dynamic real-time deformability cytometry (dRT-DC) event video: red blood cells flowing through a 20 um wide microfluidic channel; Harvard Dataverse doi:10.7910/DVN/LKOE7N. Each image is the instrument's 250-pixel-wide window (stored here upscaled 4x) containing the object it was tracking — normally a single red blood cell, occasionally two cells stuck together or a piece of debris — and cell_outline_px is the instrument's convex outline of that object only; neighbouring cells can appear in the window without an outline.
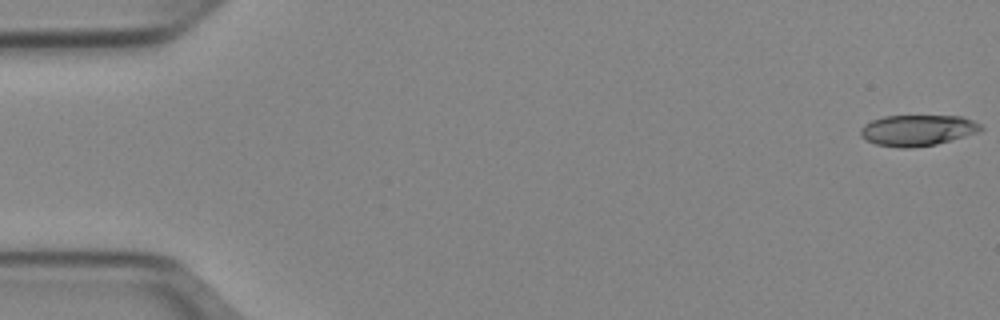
{"species": "Egyptian fruit bat (a non-hibernating species)", "species_latin": "Rousettus aegyptiacus", "temperature_condition": "cold", "stored_images_in_passage": 8, "camera_frame_rate_fps": 3000, "um_per_image_px": 0.085, "animal": {"sex": "female"}, "frame": {"image": 1, "passage_image": 1, "time_ms": 0.0, "image_size_px": [1000, 320], "cell_outline_px": [[984, 128], [980, 132], [936, 144], [912, 148], [900, 148], [876, 144], [860, 136], [860, 128], [864, 124], [872, 120], [884, 116], [960, 116], [972, 120], [980, 124]], "centroid_in_image_um": [77.99, 11.07], "position_along_channel_um": 7.0, "area_um2": 21.73}}